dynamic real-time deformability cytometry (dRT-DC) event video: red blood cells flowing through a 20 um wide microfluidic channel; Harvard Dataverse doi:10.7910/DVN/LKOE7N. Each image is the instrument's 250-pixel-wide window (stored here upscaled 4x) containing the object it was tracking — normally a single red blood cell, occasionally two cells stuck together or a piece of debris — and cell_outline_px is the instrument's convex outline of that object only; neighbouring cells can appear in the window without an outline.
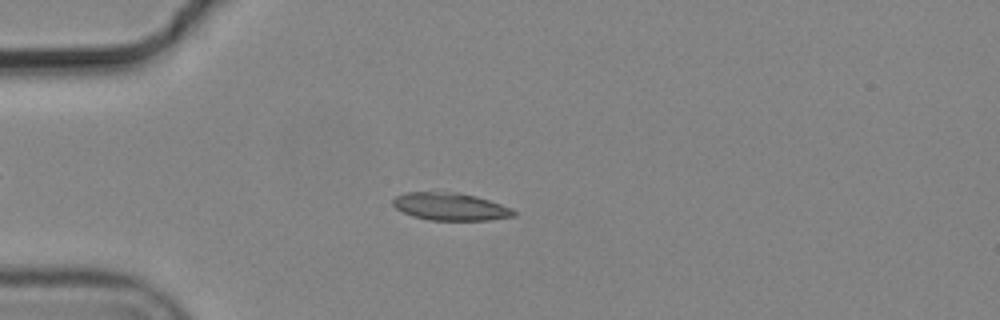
{"species": "common noctule bat (a hibernating species)", "species_latin": "Nyctalus noctula", "temperature_condition": "cold", "stored_images_in_passage": 3, "camera_frame_rate_fps": 3000, "um_per_image_px": 0.085, "animal": {"sex": "male", "body_mass_g": 19.2, "forearm_length_mm": 51.8}, "frame": {"image": 1, "passage_image": 1, "time_ms": 0.0, "image_size_px": [1000, 320], "cell_outline_px": [[516, 216], [488, 220], [428, 220], [412, 216], [396, 208], [392, 204], [392, 200], [396, 196], [408, 192], [456, 192], [476, 196], [512, 208], [516, 212]], "centroid_in_image_um": [38.28, 17.56], "position_along_channel_um": 46.7, "area_um2": 19.36}}